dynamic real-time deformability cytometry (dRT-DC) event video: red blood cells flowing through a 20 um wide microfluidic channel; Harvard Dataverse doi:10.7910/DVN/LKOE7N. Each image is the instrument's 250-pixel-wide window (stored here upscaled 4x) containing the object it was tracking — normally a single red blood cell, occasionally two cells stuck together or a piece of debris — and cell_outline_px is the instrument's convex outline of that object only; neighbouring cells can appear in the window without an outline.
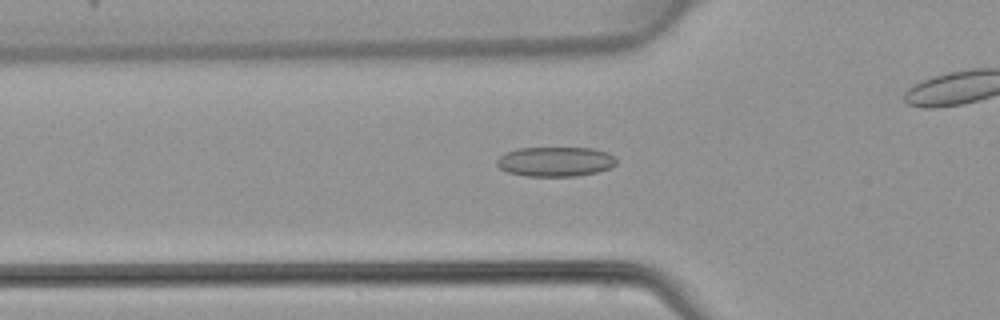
{"species": "common noctule bat (a hibernating species)", "species_latin": "Nyctalus noctula", "temperature_condition": "warm", "stored_images_in_passage": 39, "camera_frame_rate_fps": 3000, "um_per_image_px": 0.085, "animal": {"sex": "female", "body_mass_g": 22.7, "forearm_length_mm": 54.2}, "frame": {"image": 1, "passage_image": 16, "time_ms": 5.0, "image_size_px": [1000, 320], "cell_outline_px": [[616, 164], [612, 168], [596, 172], [576, 176], [524, 176], [508, 172], [500, 168], [496, 164], [496, 160], [504, 152], [516, 148], [592, 148], [608, 152], [616, 160]], "centroid_in_image_um": [47.19, 13.73], "position_along_channel_um": 78.6, "area_um2": 20.81}}
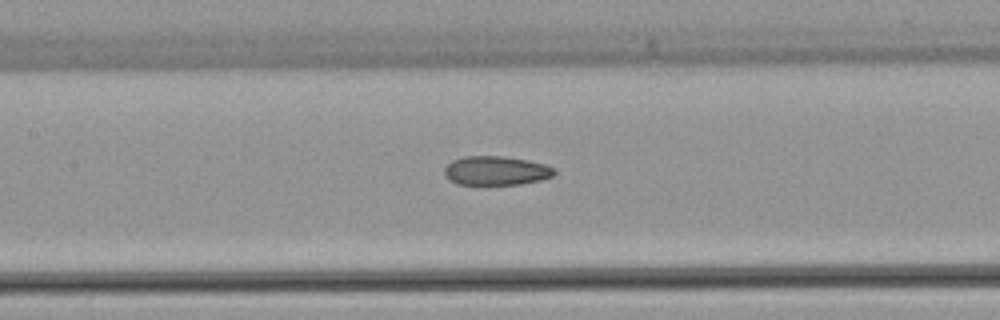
{"frame": {"image": 2, "passage_image": 22, "time_ms": 7.0, "image_size_px": [1000, 320], "cell_outline_px": [[556, 172], [552, 176], [540, 180], [520, 184], [456, 184], [448, 180], [444, 172], [444, 168], [452, 160], [464, 156], [504, 156], [528, 160], [544, 164], [556, 168]], "centroid_in_image_um": [42.16, 14.5], "position_along_channel_um": 165.2, "area_um2": 18.67}}
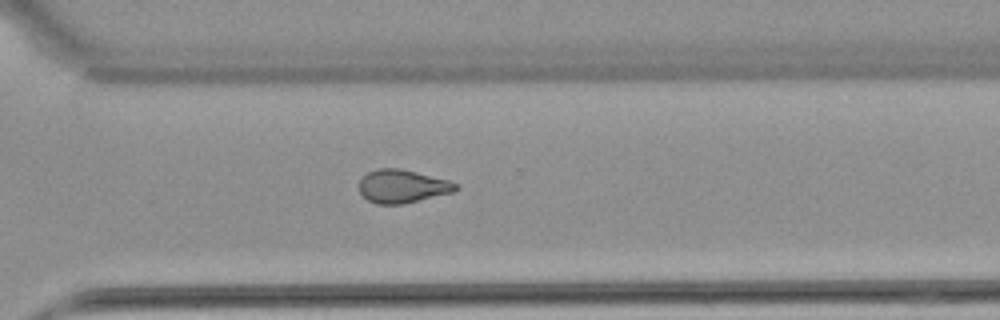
{"frame": {"image": 3, "passage_image": 34, "time_ms": 11.0, "image_size_px": [1000, 320], "cell_outline_px": [[460, 188], [452, 192], [404, 204], [376, 204], [368, 200], [360, 192], [360, 180], [368, 172], [376, 168], [400, 168], [448, 180], [456, 184]], "centroid_in_image_um": [34.19, 15.83], "position_along_channel_um": 336.4, "area_um2": 18.55}}